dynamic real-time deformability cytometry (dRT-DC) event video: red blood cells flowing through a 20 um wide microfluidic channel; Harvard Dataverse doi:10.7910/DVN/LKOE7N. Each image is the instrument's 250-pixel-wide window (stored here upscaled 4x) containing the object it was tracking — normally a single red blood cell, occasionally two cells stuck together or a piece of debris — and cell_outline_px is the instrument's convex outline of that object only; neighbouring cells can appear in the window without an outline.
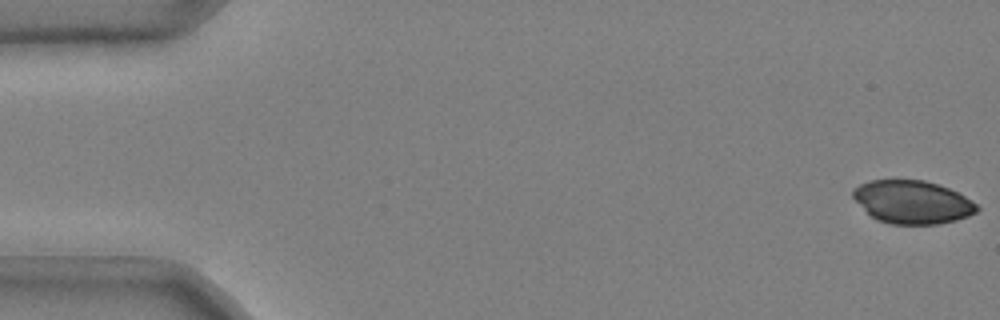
{"species": "common noctule bat (a hibernating species)", "species_latin": "Nyctalus noctula", "temperature_condition": "cold", "stored_images_in_passage": 52, "camera_frame_rate_fps": 3000, "um_per_image_px": 0.085, "animal": {"sex": "male", "body_mass_g": 20.4}, "frame": {"image": 1, "passage_image": 1, "time_ms": 0.0, "image_size_px": [1000, 320], "cell_outline_px": [[980, 208], [976, 212], [968, 216], [956, 220], [940, 224], [892, 224], [876, 220], [852, 196], [852, 188], [868, 180], [924, 180], [948, 188], [972, 200]], "centroid_in_image_um": [77.55, 17.17], "position_along_channel_um": 7.5, "area_um2": 30.98}}
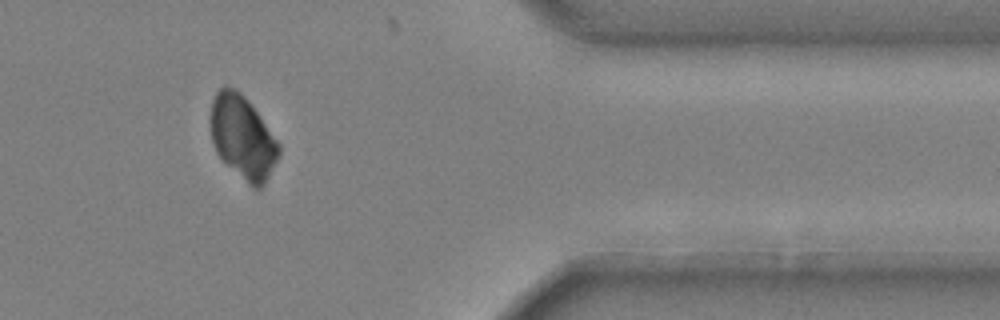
{"frame": {"image": 2, "passage_image": 45, "time_ms": 14.667, "image_size_px": [1000, 320], "cell_outline_px": [[280, 152], [264, 184], [260, 188], [252, 188], [216, 152], [212, 144], [212, 100], [216, 92], [224, 84], [236, 88], [248, 100], [280, 144]], "centroid_in_image_um": [20.63, 11.63], "position_along_channel_um": 390.8, "area_um2": 32.48}}
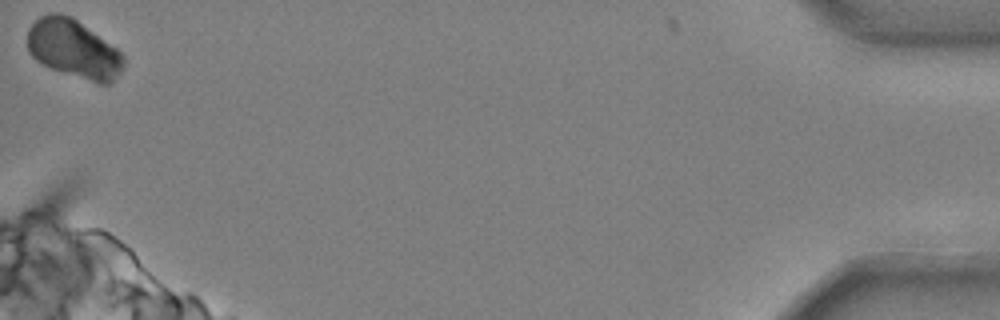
{"frame": {"image": 3, "passage_image": 52, "time_ms": 17.0, "image_size_px": [1000, 320], "cell_outline_px": [[124, 68], [108, 84], [100, 84], [52, 68], [36, 60], [28, 52], [28, 28], [40, 16], [48, 12], [60, 12], [76, 20], [116, 48], [124, 56]], "centroid_in_image_um": [6.24, 4.14], "position_along_channel_um": 429.0, "area_um2": 32.19}}